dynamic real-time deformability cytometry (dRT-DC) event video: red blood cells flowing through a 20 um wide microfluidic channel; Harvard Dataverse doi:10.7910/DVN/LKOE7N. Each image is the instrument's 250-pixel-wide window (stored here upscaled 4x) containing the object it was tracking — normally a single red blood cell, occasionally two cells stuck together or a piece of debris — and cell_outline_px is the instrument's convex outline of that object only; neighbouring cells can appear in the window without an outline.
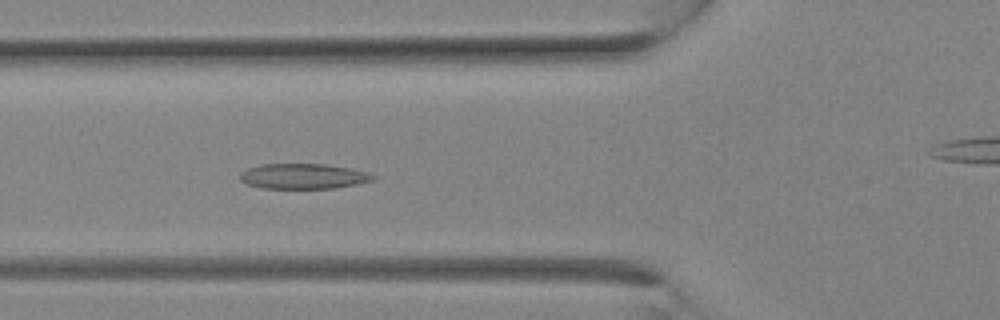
{"species": "Egyptian fruit bat (a non-hibernating species)", "species_latin": "Rousettus aegyptiacus", "temperature_condition": "room temperature", "stored_images_in_passage": 4, "segment_of_instrument_passage": [1, 2], "camera_frame_rate_fps": 3000, "um_per_image_px": 0.085, "animal": {"sex": "female"}, "frame": {"image": 1, "passage_image": 3, "time_ms": 0.667, "image_size_px": [1000, 320], "cell_outline_px": [[376, 176], [372, 180], [356, 184], [336, 188], [260, 188], [248, 184], [240, 180], [240, 172], [248, 168], [260, 164], [324, 164], [348, 168], [368, 172]], "centroid_in_image_um": [25.75, 14.98], "position_along_channel_um": 100.1, "area_um2": 19.48}}